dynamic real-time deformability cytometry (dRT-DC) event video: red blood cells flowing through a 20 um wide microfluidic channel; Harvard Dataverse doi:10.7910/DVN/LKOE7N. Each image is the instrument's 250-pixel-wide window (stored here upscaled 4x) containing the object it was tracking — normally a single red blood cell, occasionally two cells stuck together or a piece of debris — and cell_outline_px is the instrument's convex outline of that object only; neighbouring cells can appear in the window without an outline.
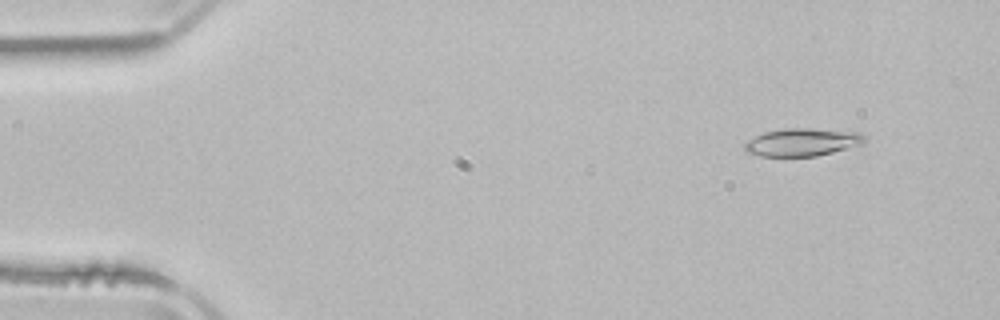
{"species": "common noctule bat (a hibernating species)", "species_latin": "Nyctalus noctula", "temperature_condition": "room temperature", "stored_images_in_passage": 4, "camera_frame_rate_fps": 3000, "um_per_image_px": 0.085, "animal": {"sex": "male", "body_mass_g": 21.5, "forearm_length_mm": 52.0}, "frame": {"image": 1, "passage_image": 2, "time_ms": 1.333, "image_size_px": [1000, 320], "cell_outline_px": [[864, 144], [816, 156], [760, 156], [744, 152], [744, 144], [748, 140], [764, 132], [784, 128], [812, 128], [860, 132], [864, 136]], "centroid_in_image_um": [68.17, 12.08], "position_along_channel_um": 16.8, "area_um2": 19.48}}
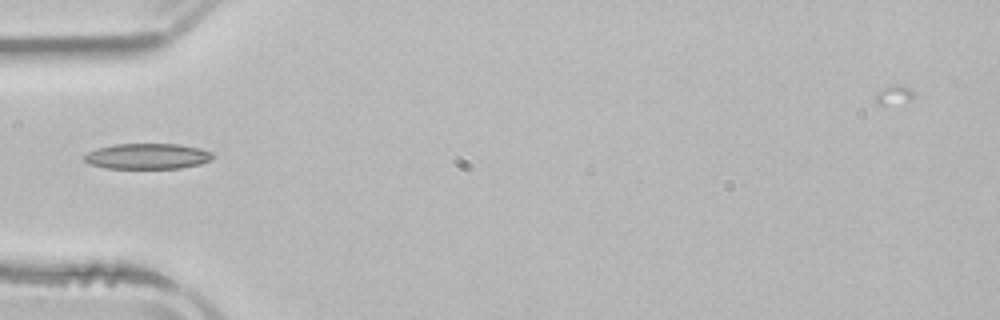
{"frame": {"image": 2, "passage_image": 4, "time_ms": 5.333, "image_size_px": [1000, 320], "cell_outline_px": [[216, 156], [212, 160], [200, 164], [180, 168], [104, 168], [92, 164], [84, 160], [84, 156], [88, 152], [96, 148], [116, 144], [176, 144], [200, 148], [212, 152]], "centroid_in_image_um": [12.57, 13.28], "position_along_channel_um": 72.4, "area_um2": 19.19}}